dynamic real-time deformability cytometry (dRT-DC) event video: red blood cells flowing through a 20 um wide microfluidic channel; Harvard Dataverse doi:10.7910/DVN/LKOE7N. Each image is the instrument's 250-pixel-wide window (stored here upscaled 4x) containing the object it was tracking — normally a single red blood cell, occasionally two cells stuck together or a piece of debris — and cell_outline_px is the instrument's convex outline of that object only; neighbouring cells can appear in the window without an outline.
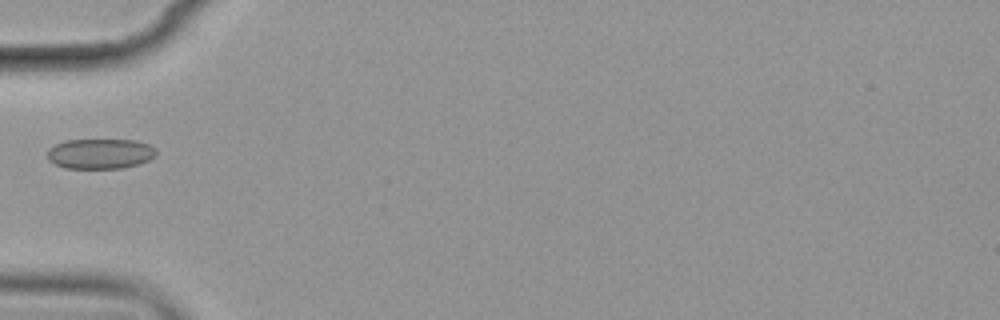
{"species": "common noctule bat (a hibernating species)", "species_latin": "Nyctalus noctula", "temperature_condition": "cold", "stored_images_in_passage": 5, "camera_frame_rate_fps": 3000, "um_per_image_px": 0.085, "animal": {"sex": "female", "body_mass_g": 19.9}, "frame": {"image": 1, "passage_image": 5, "time_ms": 5.667, "image_size_px": [1000, 320], "cell_outline_px": [[156, 156], [148, 160], [136, 164], [120, 168], [68, 168], [56, 164], [48, 160], [48, 148], [64, 140], [136, 140], [148, 144], [156, 148]], "centroid_in_image_um": [8.52, 13.05], "position_along_channel_um": 76.5, "area_um2": 19.02}}